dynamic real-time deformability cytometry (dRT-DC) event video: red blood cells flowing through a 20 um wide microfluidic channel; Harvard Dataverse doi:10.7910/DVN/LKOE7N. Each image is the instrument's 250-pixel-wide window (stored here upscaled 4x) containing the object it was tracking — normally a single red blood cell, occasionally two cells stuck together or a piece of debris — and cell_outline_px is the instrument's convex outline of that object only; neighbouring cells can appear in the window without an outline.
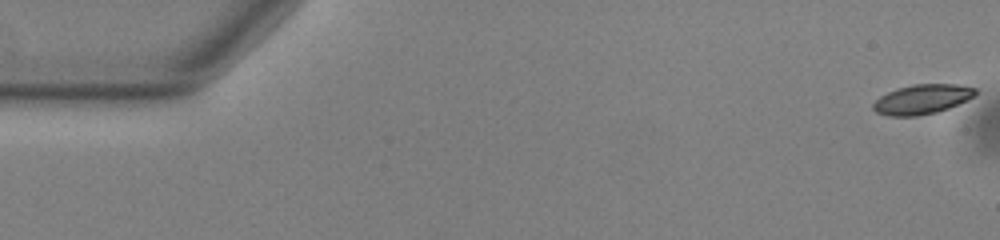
{"species": "common noctule bat (a hibernating species)", "species_latin": "Nyctalus noctula", "temperature_condition": "warm", "stored_images_in_passage": 55, "camera_frame_rate_fps": 3000, "um_per_image_px": 0.085, "animal": {"sex": "male", "body_mass_g": 13.0, "forearm_length_mm": 53.1}, "frame": {"image": 1, "passage_image": 1, "time_ms": 0.0, "image_size_px": [1000, 240], "cell_outline_px": [[976, 92], [972, 96], [948, 108], [936, 112], [916, 116], [888, 116], [876, 112], [872, 108], [872, 104], [880, 96], [896, 88], [912, 84], [956, 84], [976, 88]], "centroid_in_image_um": [78.31, 8.43], "position_along_channel_um": 6.7, "area_um2": 17.46}}
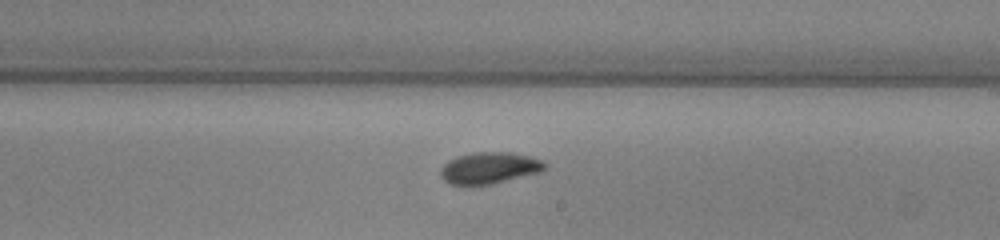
{"frame": {"image": 2, "passage_image": 32, "time_ms": 10.333, "image_size_px": [1000, 240], "cell_outline_px": [[548, 164], [540, 172], [492, 184], [448, 184], [440, 176], [440, 168], [448, 160], [456, 156], [472, 152], [512, 152], [528, 156], [540, 160]], "centroid_in_image_um": [41.56, 14.26], "position_along_channel_um": 247.4, "area_um2": 19.13}}
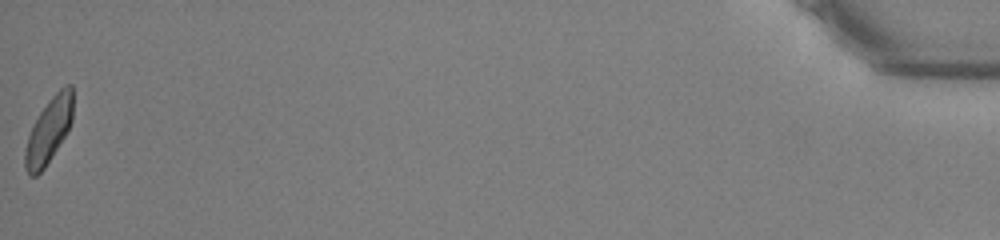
{"frame": {"image": 3, "passage_image": 55, "time_ms": 18.0, "image_size_px": [1000, 240], "cell_outline_px": [[72, 120], [64, 136], [44, 168], [36, 176], [28, 176], [24, 168], [24, 152], [28, 136], [40, 112], [48, 100], [64, 84], [72, 84]], "centroid_in_image_um": [4.12, 11.1], "position_along_channel_um": 431.1, "area_um2": 17.92}, "authors_computed_cell_mechanics": {"area_um2": 18.3804, "velocity_mm_per_s": 3.7616, "shape_relaxation_time_tau1_ms": 3.5326, "shape_relaxation_time_tau2_ms": 2.5276, "deformation_change_tau1": 0.1023, "deformation_change_tau2": 0.0749}}